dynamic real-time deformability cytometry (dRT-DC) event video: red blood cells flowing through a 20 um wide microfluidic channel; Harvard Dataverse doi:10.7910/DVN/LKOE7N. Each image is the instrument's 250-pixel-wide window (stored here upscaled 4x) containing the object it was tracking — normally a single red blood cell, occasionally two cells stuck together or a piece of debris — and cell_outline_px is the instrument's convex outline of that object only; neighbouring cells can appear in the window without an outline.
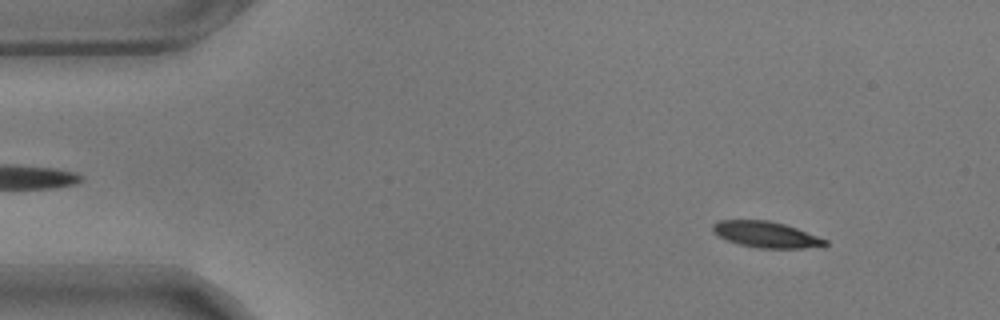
{"species": "common noctule bat (a hibernating species)", "species_latin": "Nyctalus noctula", "temperature_condition": "warm", "stored_images_in_passage": 56, "camera_frame_rate_fps": 3000, "um_per_image_px": 0.085, "animal": {"sex": "male", "body_mass_g": 17.9}, "frame": {"image": 1, "passage_image": 6, "time_ms": 1.667, "image_size_px": [1000, 320], "cell_outline_px": [[828, 244], [804, 248], [760, 248], [740, 244], [728, 240], [712, 232], [712, 224], [720, 220], [768, 220], [784, 224], [796, 228], [828, 240]], "centroid_in_image_um": [65.09, 19.92], "position_along_channel_um": 19.9, "area_um2": 16.82}}
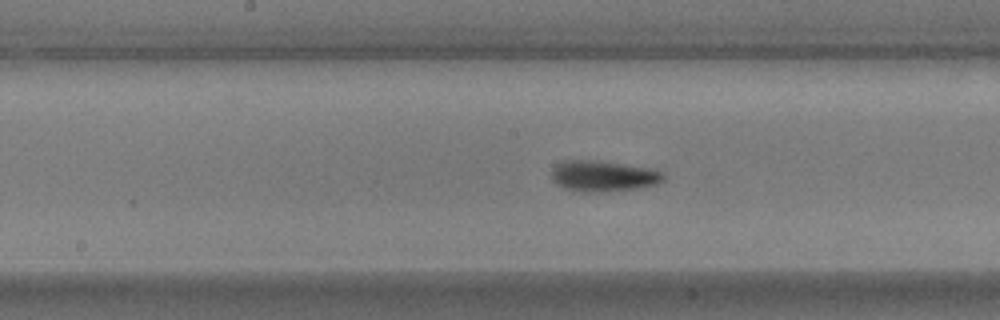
{"frame": {"image": 2, "passage_image": 28, "time_ms": 9.0, "image_size_px": [1000, 320], "cell_outline_px": [[664, 180], [656, 184], [640, 188], [608, 192], [580, 192], [564, 188], [556, 184], [552, 180], [552, 168], [556, 164], [564, 160], [592, 160], [620, 164], [644, 168], [664, 172]], "centroid_in_image_um": [51.23, 14.99], "position_along_channel_um": 197.0, "area_um2": 20.11}}
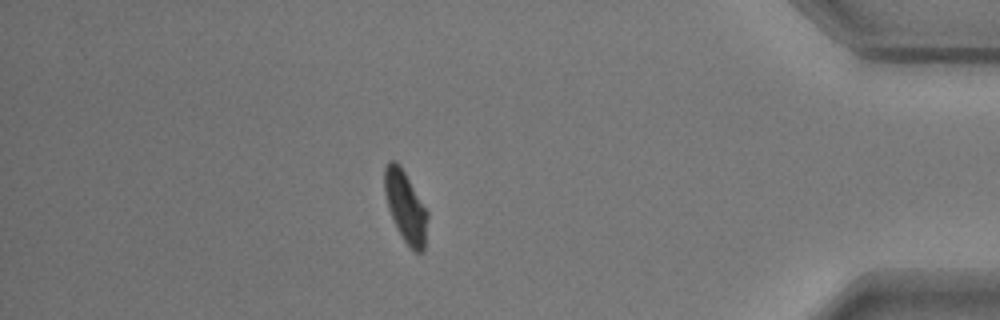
{"frame": {"image": 3, "passage_image": 49, "time_ms": 16.0, "image_size_px": [1000, 320], "cell_outline_px": [[428, 216], [424, 252], [416, 252], [404, 240], [388, 208], [384, 192], [384, 168], [388, 160], [396, 160], [400, 164], [428, 212]], "centroid_in_image_um": [34.46, 17.52], "position_along_channel_um": 400.7, "area_um2": 17.63}, "authors_computed_cell_mechanics": {"area_um2": 18.0625, "velocity_mm_per_s": 3.5133, "shape_relaxation_time_tau1_ms": 2.401, "shape_relaxation_time_tau2_ms": 5.6397, "deformation_change_tau1": 0.1757, "deformation_change_tau2": 0.1303}}